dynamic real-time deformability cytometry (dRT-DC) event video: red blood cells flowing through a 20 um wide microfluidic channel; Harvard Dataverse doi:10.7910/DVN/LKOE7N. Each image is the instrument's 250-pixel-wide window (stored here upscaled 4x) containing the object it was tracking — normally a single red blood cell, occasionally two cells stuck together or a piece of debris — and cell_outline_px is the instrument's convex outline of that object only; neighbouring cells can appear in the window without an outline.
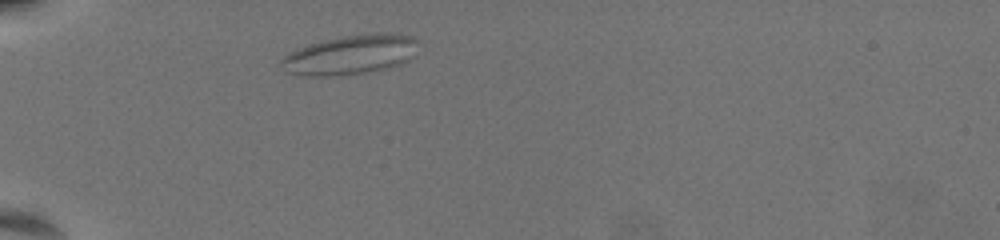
{"species": "common noctule bat (a hibernating species)", "species_latin": "Nyctalus noctula", "temperature_condition": "warm", "stored_images_in_passage": 37, "camera_frame_rate_fps": 3000, "um_per_image_px": 0.085, "animal": {"sex": "female", "body_mass_g": 19.5, "forearm_length_mm": 54.1}, "frame": {"image": 1, "passage_image": 1, "time_ms": 0.0, "image_size_px": [1000, 240], "cell_outline_px": [[416, 56], [400, 64], [388, 68], [364, 72], [332, 76], [304, 76], [284, 72], [280, 64], [280, 60], [288, 52], [296, 48], [324, 40], [344, 36], [408, 36], [416, 40]], "centroid_in_image_um": [29.66, 4.72], "position_along_channel_um": 55.3, "area_um2": 30.58}}
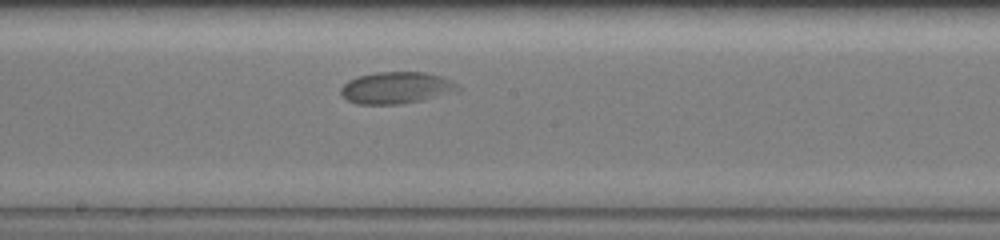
{"frame": {"image": 2, "passage_image": 17, "time_ms": 5.333, "image_size_px": [1000, 240], "cell_outline_px": [[464, 88], [420, 100], [400, 104], [356, 104], [348, 100], [340, 92], [340, 88], [348, 80], [360, 76], [376, 72], [424, 72], [440, 76], [452, 80], [460, 84]], "centroid_in_image_um": [33.68, 7.45], "position_along_channel_um": 214.5, "area_um2": 21.44}}
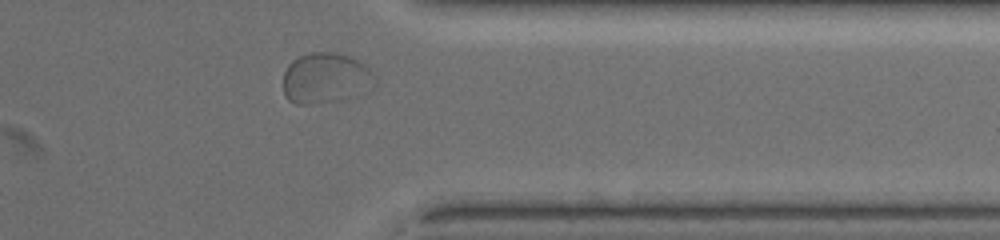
{"frame": {"image": 3, "passage_image": 32, "time_ms": 10.333, "image_size_px": [1000, 240], "cell_outline_px": [[368, 72], [336, 100], [308, 104], [296, 104], [288, 100], [284, 92], [284, 72], [288, 64], [292, 60], [300, 56], [312, 52], [336, 52], [348, 56], [364, 64], [368, 68]], "centroid_in_image_um": [27.29, 6.55], "position_along_channel_um": 384.1, "area_um2": 23.87}}